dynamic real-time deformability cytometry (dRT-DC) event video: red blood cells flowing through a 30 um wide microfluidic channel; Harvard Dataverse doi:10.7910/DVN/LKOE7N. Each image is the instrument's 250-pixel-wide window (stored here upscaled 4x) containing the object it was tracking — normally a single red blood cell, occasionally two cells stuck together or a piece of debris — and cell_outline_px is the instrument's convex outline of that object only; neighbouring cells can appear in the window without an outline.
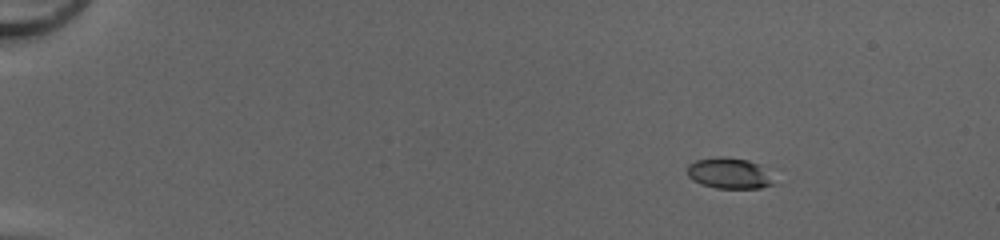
{"species": "common noctule bat (a hibernating species)", "species_latin": "Nyctalus noctula", "temperature_condition": "cold", "stored_images_in_passage": 44, "camera_frame_rate_fps": 3000, "um_per_image_px": 0.085, "animal": {"sex": "female", "body_mass_g": 20.0, "forearm_length_mm": 54.0}, "frame": {"image": 1, "passage_image": 1, "time_ms": 0.0, "image_size_px": [1000, 240], "cell_outline_px": [[776, 184], [760, 188], [716, 188], [700, 184], [692, 180], [688, 176], [688, 164], [696, 160], [716, 156], [724, 156], [748, 160], [760, 164]], "centroid_in_image_um": [61.96, 14.72], "position_along_channel_um": 23.0, "area_um2": 15.66}}
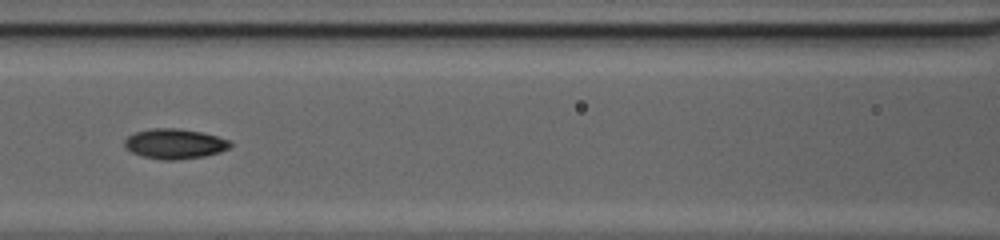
{"frame": {"image": 2, "passage_image": 19, "time_ms": 6.0, "image_size_px": [1000, 240], "cell_outline_px": [[232, 144], [228, 148], [220, 152], [204, 156], [176, 160], [164, 160], [144, 156], [132, 152], [124, 148], [124, 140], [128, 136], [136, 132], [152, 128], [180, 128], [200, 132], [232, 140]], "centroid_in_image_um": [14.85, 12.22], "position_along_channel_um": 151.7, "area_um2": 18.5}}
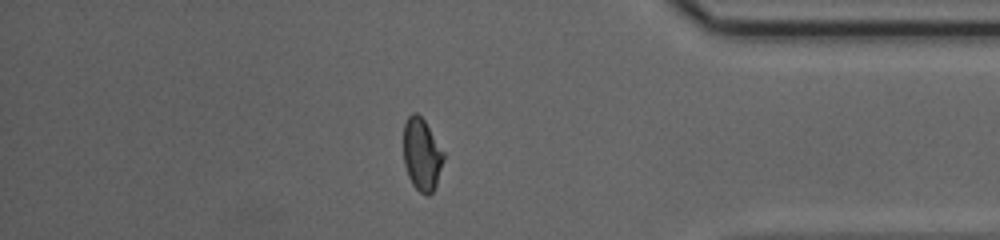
{"frame": {"image": 3, "passage_image": 38, "time_ms": 12.333, "image_size_px": [1000, 240], "cell_outline_px": [[444, 160], [436, 184], [432, 192], [428, 196], [424, 196], [412, 184], [408, 176], [404, 164], [404, 124], [408, 116], [412, 112], [416, 112], [424, 120], [444, 152]], "centroid_in_image_um": [35.85, 13.14], "position_along_channel_um": 399.4, "area_um2": 16.88}, "authors_computed_cell_mechanics": {"area_um2": 17.5134, "velocity_mm_per_s": 4.2382, "shape_relaxation_time_tau1_ms": 4.7124, "shape_relaxation_time_tau2_ms": 1.4348, "deformation_change_tau1": 0.1643, "deformation_change_tau2": 0.0546}}